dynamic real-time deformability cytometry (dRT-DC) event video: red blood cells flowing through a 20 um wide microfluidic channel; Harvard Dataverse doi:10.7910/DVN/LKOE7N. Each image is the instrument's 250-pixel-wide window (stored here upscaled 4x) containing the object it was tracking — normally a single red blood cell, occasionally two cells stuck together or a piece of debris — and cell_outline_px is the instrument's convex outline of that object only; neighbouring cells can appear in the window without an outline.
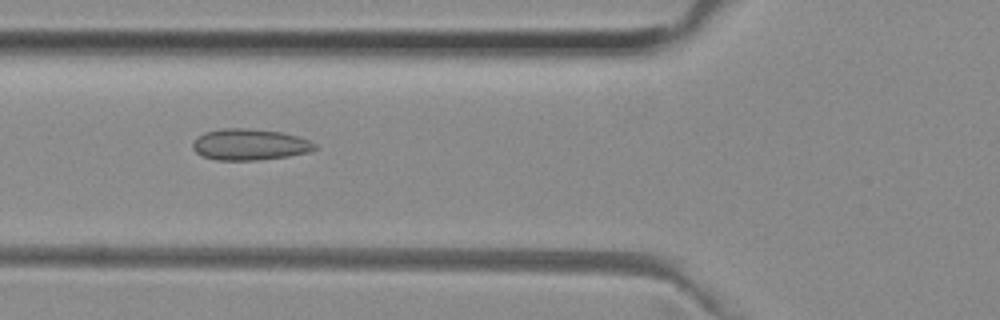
{"species": "common noctule bat (a hibernating species)", "species_latin": "Nyctalus noctula", "temperature_condition": "room temperature", "stored_images_in_passage": 51, "camera_frame_rate_fps": 3000, "um_per_image_px": 0.085, "animal": {"sex": "female", "body_mass_g": 29.2, "forearm_length_mm": 56.3}, "frame": {"image": 1, "passage_image": 19, "time_ms": 6.0, "image_size_px": [1000, 320], "cell_outline_px": [[316, 148], [308, 152], [288, 156], [260, 160], [216, 160], [200, 156], [192, 148], [192, 144], [204, 132], [220, 128], [248, 128], [284, 132], [308, 140], [316, 144]], "centroid_in_image_um": [21.2, 12.28], "position_along_channel_um": 104.6, "area_um2": 22.31}}
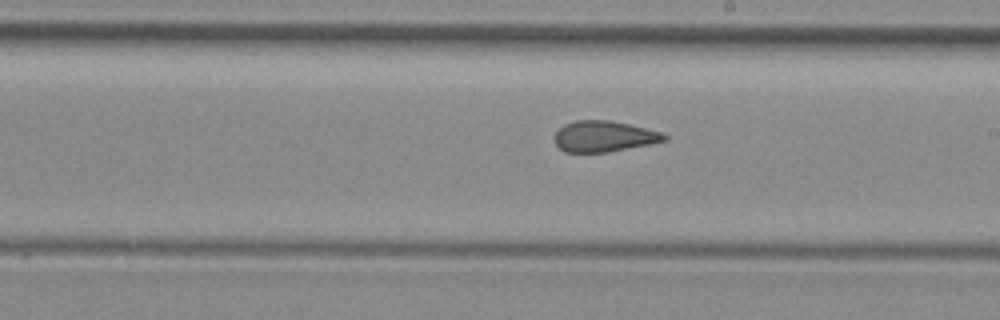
{"frame": {"image": 2, "passage_image": 29, "time_ms": 9.333, "image_size_px": [1000, 320], "cell_outline_px": [[668, 140], [608, 152], [564, 152], [556, 144], [556, 132], [564, 124], [576, 120], [608, 120], [628, 124], [664, 132], [668, 136]], "centroid_in_image_um": [51.37, 11.59], "position_along_channel_um": 237.6, "area_um2": 19.65}}
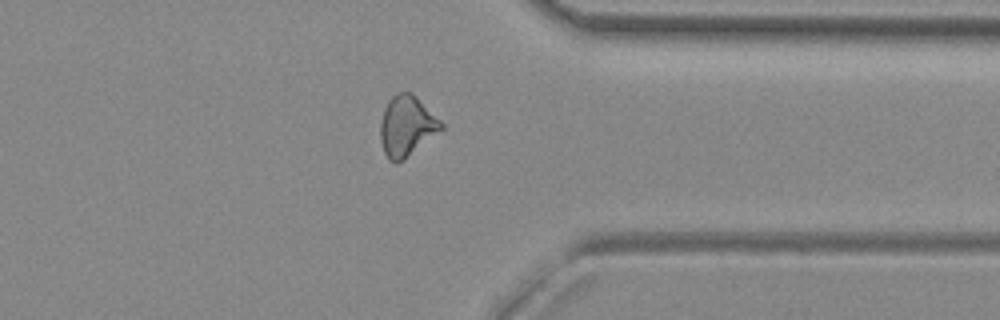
{"frame": {"image": 3, "passage_image": 40, "time_ms": 13.0, "image_size_px": [1000, 320], "cell_outline_px": [[444, 128], [396, 164], [388, 160], [384, 152], [380, 140], [380, 124], [384, 108], [388, 100], [392, 96], [400, 92], [408, 92], [416, 96], [444, 124]], "centroid_in_image_um": [34.54, 10.71], "position_along_channel_um": 376.9, "area_um2": 21.1}, "authors_computed_cell_mechanics": {"area_um2": 21.3282, "velocity_mm_per_s": 3.993, "shape_relaxation_time_tau1_ms": null, "shape_relaxation_time_tau2_ms": 1.4281, "deformation_change_tau1": null, "deformation_change_tau2": 0.0921}}